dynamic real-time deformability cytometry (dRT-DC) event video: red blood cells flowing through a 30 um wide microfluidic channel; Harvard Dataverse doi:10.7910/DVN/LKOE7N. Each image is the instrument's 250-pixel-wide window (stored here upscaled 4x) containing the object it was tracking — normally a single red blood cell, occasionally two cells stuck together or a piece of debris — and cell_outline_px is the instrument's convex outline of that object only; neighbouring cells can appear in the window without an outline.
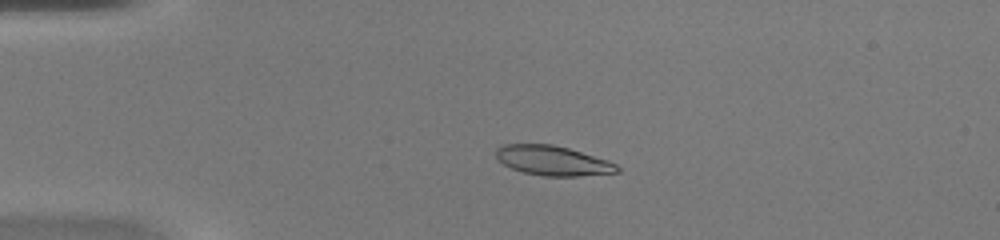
{"species": "common noctule bat (a hibernating species)", "species_latin": "Nyctalus noctula", "temperature_condition": "warm", "stored_images_in_passage": 43, "camera_frame_rate_fps": 3000, "um_per_image_px": 0.085, "animal": {"sex": "female", "body_mass_g": 20.0, "forearm_length_mm": 54.0}, "frame": {"image": 1, "passage_image": 5, "time_ms": 1.333, "image_size_px": [1000, 240], "cell_outline_px": [[620, 172], [576, 176], [544, 176], [524, 172], [512, 168], [504, 164], [496, 156], [496, 148], [504, 144], [552, 144], [568, 148], [608, 160], [616, 164], [620, 168]], "centroid_in_image_um": [47.0, 13.65], "position_along_channel_um": 38.0, "area_um2": 20.81}}
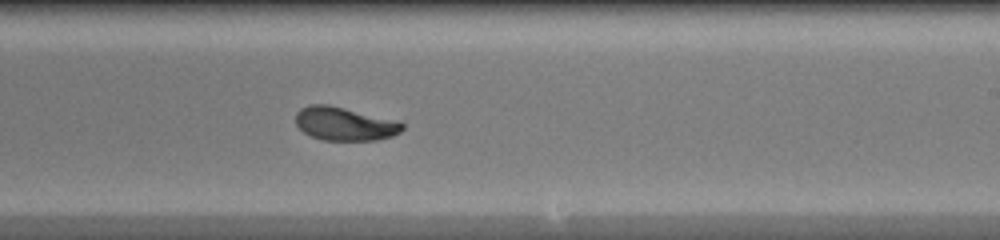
{"frame": {"image": 2, "passage_image": 24, "time_ms": 7.667, "image_size_px": [1000, 240], "cell_outline_px": [[404, 128], [400, 132], [392, 136], [376, 140], [324, 140], [312, 136], [304, 132], [296, 124], [296, 112], [300, 108], [308, 104], [328, 104], [400, 120], [404, 124]], "centroid_in_image_um": [29.33, 10.5], "position_along_channel_um": 259.7, "area_um2": 21.04}}
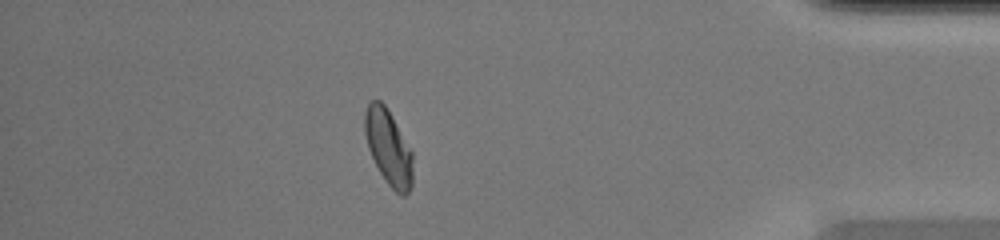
{"frame": {"image": 3, "passage_image": 37, "time_ms": 12.0, "image_size_px": [1000, 240], "cell_outline_px": [[412, 184], [408, 192], [404, 196], [400, 196], [388, 184], [380, 172], [368, 148], [364, 132], [364, 112], [368, 104], [372, 100], [380, 100], [384, 104], [392, 116], [412, 152]], "centroid_in_image_um": [33.01, 12.52], "position_along_channel_um": 402.2, "area_um2": 20.87}, "authors_computed_cell_mechanics": {"area_um2": 21.097, "velocity_mm_per_s": 4.1713, "shape_relaxation_time_tau1_ms": 2.9254, "shape_relaxation_time_tau2_ms": 1.1425, "deformation_change_tau1": 0.1889, "deformation_change_tau2": 0.0644}}